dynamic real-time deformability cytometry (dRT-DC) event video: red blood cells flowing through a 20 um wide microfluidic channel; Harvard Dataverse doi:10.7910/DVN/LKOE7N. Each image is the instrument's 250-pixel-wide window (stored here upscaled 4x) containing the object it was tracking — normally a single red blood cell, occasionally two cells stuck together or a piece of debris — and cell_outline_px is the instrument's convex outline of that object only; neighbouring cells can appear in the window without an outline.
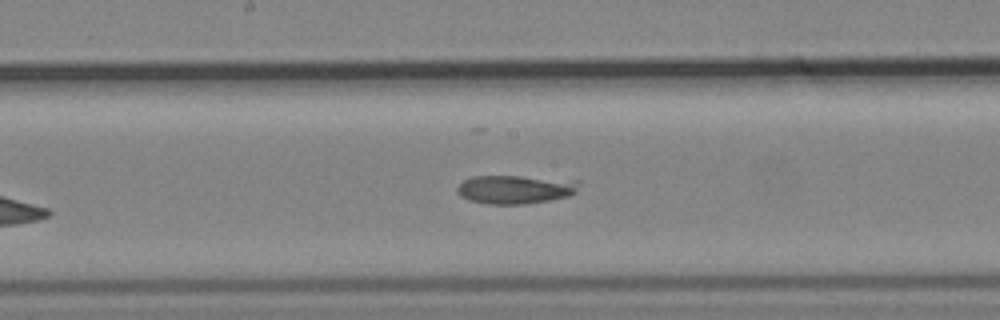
{"species": "common noctule bat (a hibernating species)", "species_latin": "Nyctalus noctula", "temperature_condition": "cold", "stored_images_in_passage": 10, "segment_of_instrument_passage": [1, 2], "camera_frame_rate_fps": 3000, "um_per_image_px": 0.085, "animal": {"sex": "male", "body_mass_g": 19.2, "forearm_length_mm": 51.8}, "frame": {"image": 1, "passage_image": 9, "time_ms": 2.667, "image_size_px": [1000, 320], "cell_outline_px": [[580, 180], [576, 192], [568, 196], [548, 200], [524, 204], [488, 204], [468, 200], [460, 196], [456, 192], [456, 188], [464, 180], [472, 176], [520, 176]], "centroid_in_image_um": [43.78, 16.09], "position_along_channel_um": 204.4, "area_um2": 20.4}}